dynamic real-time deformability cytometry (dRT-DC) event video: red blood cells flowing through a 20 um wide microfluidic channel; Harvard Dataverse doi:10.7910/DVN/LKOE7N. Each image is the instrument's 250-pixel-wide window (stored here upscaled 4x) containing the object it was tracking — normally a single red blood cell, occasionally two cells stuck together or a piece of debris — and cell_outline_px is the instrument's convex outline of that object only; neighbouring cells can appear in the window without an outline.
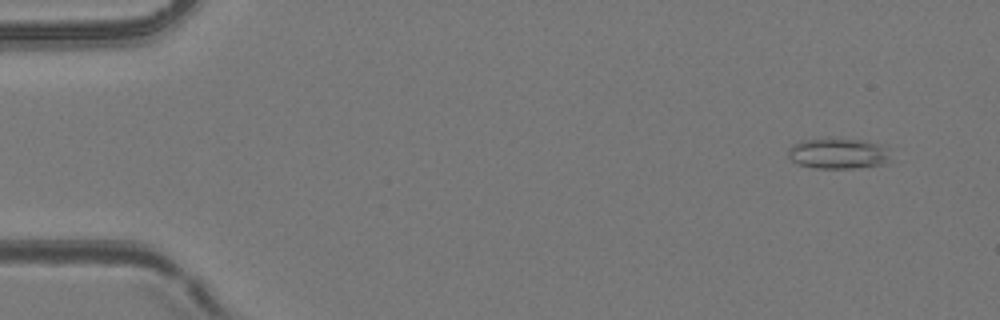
{"species": "common noctule bat (a hibernating species)", "species_latin": "Nyctalus noctula", "temperature_condition": "room temperature", "stored_images_in_passage": 54, "camera_frame_rate_fps": 3000, "um_per_image_px": 0.085, "animal": {"sex": "female", "body_mass_g": 24.6, "forearm_length_mm": 56.2}, "frame": {"image": 1, "passage_image": 4, "time_ms": 1.0, "image_size_px": [1000, 320], "cell_outline_px": [[888, 164], [856, 168], [812, 168], [796, 164], [788, 156], [788, 148], [792, 144], [800, 140], [860, 140], [884, 144], [888, 148]], "centroid_in_image_um": [71.25, 13.07], "position_along_channel_um": 13.8, "area_um2": 18.26}}
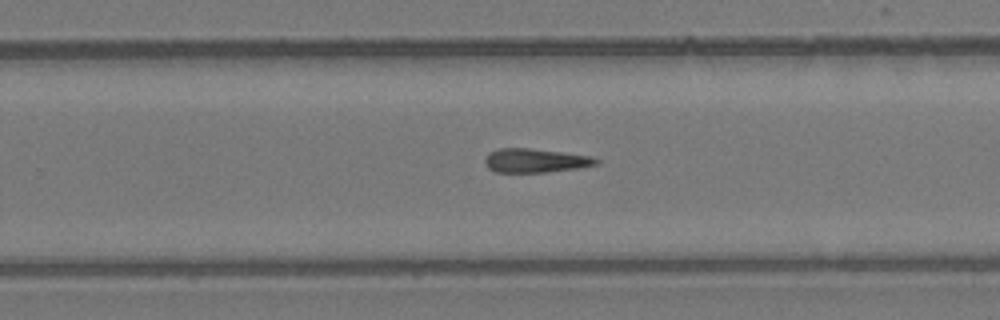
{"frame": {"image": 2, "passage_image": 35, "time_ms": 11.333, "image_size_px": [1000, 320], "cell_outline_px": [[600, 164], [580, 168], [544, 172], [496, 172], [488, 168], [484, 160], [488, 152], [500, 148], [528, 148], [592, 156], [600, 160]], "centroid_in_image_um": [45.52, 13.65], "position_along_channel_um": 284.3, "area_um2": 15.55}}
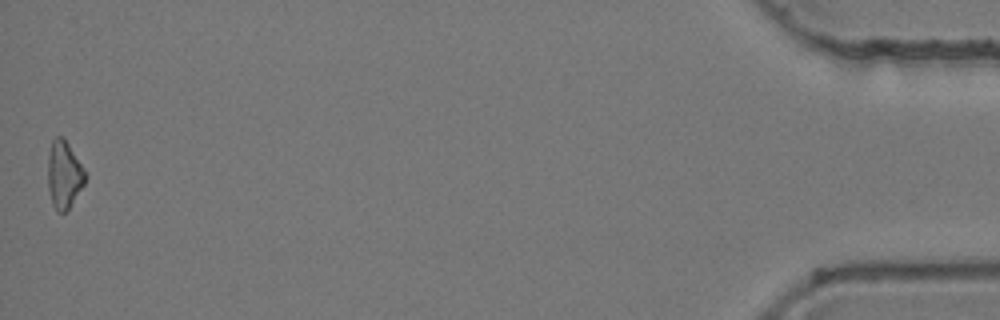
{"frame": {"image": 3, "passage_image": 54, "time_ms": 17.667, "image_size_px": [1000, 320], "cell_outline_px": [[88, 176], [84, 184], [68, 208], [64, 212], [56, 212], [52, 204], [48, 188], [48, 156], [52, 140], [56, 136], [64, 136]], "centroid_in_image_um": [5.44, 14.82], "position_along_channel_um": 429.8, "area_um2": 14.68}}